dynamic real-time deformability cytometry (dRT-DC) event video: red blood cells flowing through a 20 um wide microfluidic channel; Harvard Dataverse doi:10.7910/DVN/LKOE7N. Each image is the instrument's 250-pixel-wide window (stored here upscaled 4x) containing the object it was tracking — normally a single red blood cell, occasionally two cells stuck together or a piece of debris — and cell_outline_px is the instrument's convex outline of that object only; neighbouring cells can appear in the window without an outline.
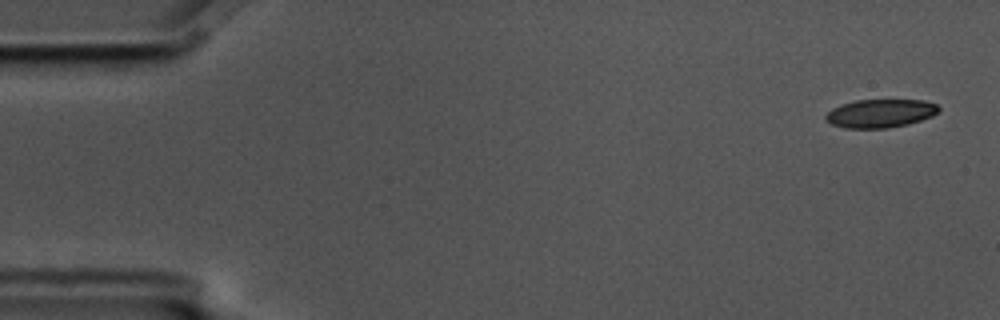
{"species": "common noctule bat (a hibernating species)", "species_latin": "Nyctalus noctula", "temperature_condition": "cold", "stored_images_in_passage": 5, "camera_frame_rate_fps": 3000, "um_per_image_px": 0.085, "animal": {"sex": "male", "body_mass_g": 17.5, "forearm_length_mm": 52.3}, "frame": {"image": 1, "passage_image": 1, "time_ms": 0.0, "image_size_px": [1000, 320], "cell_outline_px": [[940, 112], [932, 116], [908, 124], [888, 128], [844, 128], [832, 124], [824, 116], [832, 108], [840, 104], [856, 100], [924, 100], [936, 104], [940, 108]], "centroid_in_image_um": [74.84, 9.63], "position_along_channel_um": 10.2, "area_um2": 18.73}}
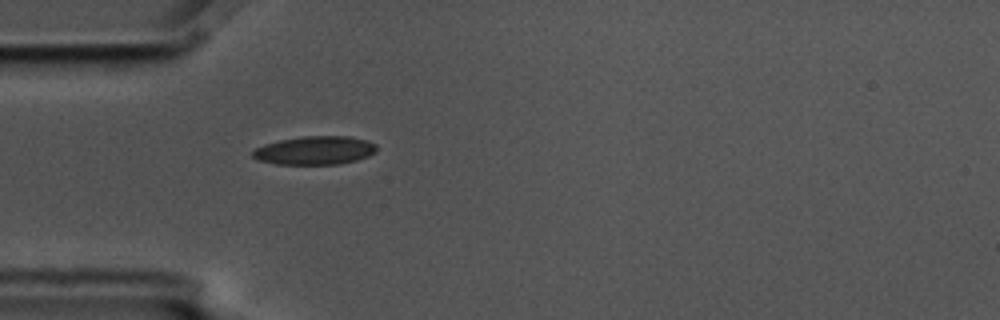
{"frame": {"image": 2, "passage_image": 5, "time_ms": 1.333, "image_size_px": [1000, 320], "cell_outline_px": [[376, 152], [368, 156], [356, 160], [340, 164], [276, 164], [256, 160], [252, 156], [252, 152], [256, 148], [264, 144], [280, 140], [300, 136], [348, 136], [368, 140], [376, 144]], "centroid_in_image_um": [26.76, 12.78], "position_along_channel_um": 58.2, "area_um2": 20.69}}